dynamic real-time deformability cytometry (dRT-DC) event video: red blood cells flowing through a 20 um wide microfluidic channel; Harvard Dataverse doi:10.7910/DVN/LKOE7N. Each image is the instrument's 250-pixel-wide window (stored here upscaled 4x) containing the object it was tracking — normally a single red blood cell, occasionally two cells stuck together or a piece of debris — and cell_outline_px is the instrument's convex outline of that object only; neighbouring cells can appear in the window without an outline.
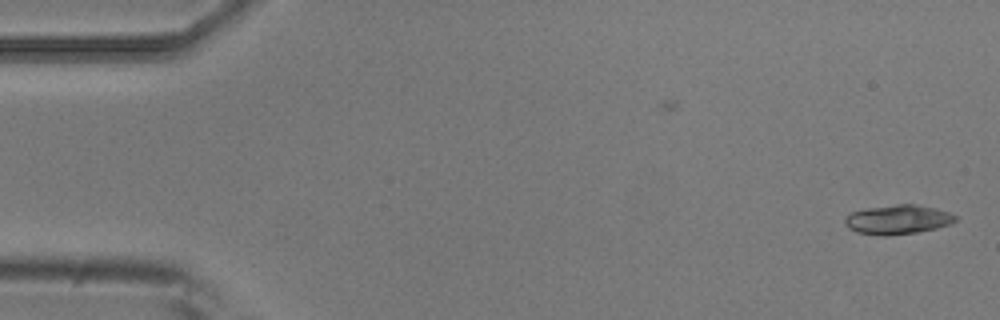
{"species": "common noctule bat (a hibernating species)", "species_latin": "Nyctalus noctula", "temperature_condition": "room temperature", "stored_images_in_passage": 2, "camera_frame_rate_fps": 3000, "um_per_image_px": 0.085, "animal": {"sex": "male", "body_mass_g": 20.5, "forearm_length_mm": 52.5}, "frame": {"image": 1, "passage_image": 2, "time_ms": 0.333, "image_size_px": [1000, 320], "cell_outline_px": [[956, 220], [948, 224], [936, 228], [916, 232], [884, 236], [880, 236], [856, 232], [848, 228], [844, 224], [844, 216], [848, 212], [864, 208], [896, 204], [916, 204], [936, 208], [948, 212], [956, 216]], "centroid_in_image_um": [76.22, 18.65], "position_along_channel_um": 8.8, "area_um2": 19.07}}